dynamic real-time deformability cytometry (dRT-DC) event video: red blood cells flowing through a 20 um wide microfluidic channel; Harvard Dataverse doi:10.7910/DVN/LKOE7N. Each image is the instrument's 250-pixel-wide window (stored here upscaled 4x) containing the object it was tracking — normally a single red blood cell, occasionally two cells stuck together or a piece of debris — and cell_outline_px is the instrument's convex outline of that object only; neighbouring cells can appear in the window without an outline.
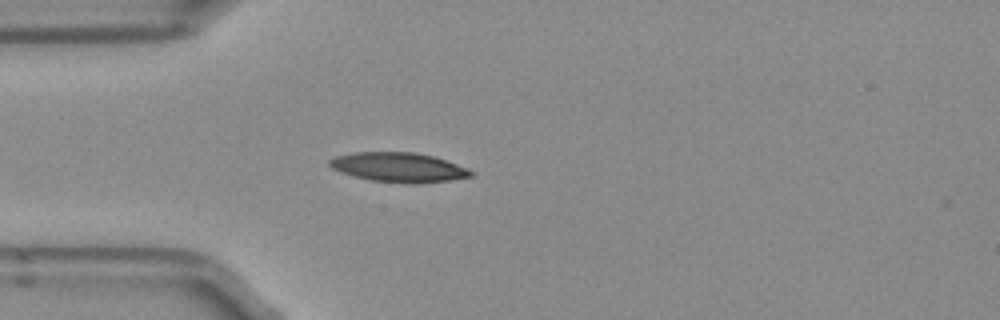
{"species": "Egyptian fruit bat (a non-hibernating species)", "species_latin": "Rousettus aegyptiacus", "temperature_condition": "room temperature", "stored_images_in_passage": 2, "camera_frame_rate_fps": 3000, "um_per_image_px": 0.085, "frame": {"image": 1, "passage_image": 1, "time_ms": 0.0, "image_size_px": [1000, 320], "cell_outline_px": [[476, 172], [472, 176], [448, 180], [372, 180], [340, 172], [332, 168], [328, 164], [328, 160], [336, 156], [356, 152], [412, 152], [432, 156], [468, 168]], "centroid_in_image_um": [33.83, 14.16], "position_along_channel_um": 51.2, "area_um2": 22.95}}